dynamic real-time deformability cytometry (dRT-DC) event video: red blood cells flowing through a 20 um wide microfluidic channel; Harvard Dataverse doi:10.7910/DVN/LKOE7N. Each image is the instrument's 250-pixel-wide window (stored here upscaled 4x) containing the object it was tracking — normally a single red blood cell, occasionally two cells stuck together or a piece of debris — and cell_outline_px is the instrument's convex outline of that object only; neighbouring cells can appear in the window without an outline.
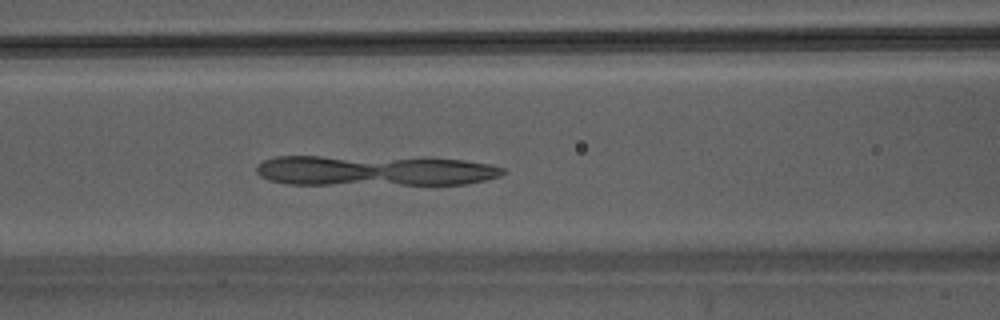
{"species": "Egyptian fruit bat (a non-hibernating species)", "species_latin": "Rousettus aegyptiacus", "temperature_condition": "warm", "stored_images_in_passage": 37, "camera_frame_rate_fps": 3000, "um_per_image_px": 0.085, "animal": {"sex": "male"}, "frame": {"image": 1, "passage_image": 11, "time_ms": 3.333, "image_size_px": [1000, 320], "cell_outline_px": [[508, 172], [500, 176], [468, 184], [288, 184], [268, 180], [260, 176], [256, 172], [256, 164], [264, 160], [276, 156], [320, 156], [464, 160], [488, 164], [504, 168]], "centroid_in_image_um": [31.78, 14.51], "position_along_channel_um": 134.8, "area_um2": 43.35}}